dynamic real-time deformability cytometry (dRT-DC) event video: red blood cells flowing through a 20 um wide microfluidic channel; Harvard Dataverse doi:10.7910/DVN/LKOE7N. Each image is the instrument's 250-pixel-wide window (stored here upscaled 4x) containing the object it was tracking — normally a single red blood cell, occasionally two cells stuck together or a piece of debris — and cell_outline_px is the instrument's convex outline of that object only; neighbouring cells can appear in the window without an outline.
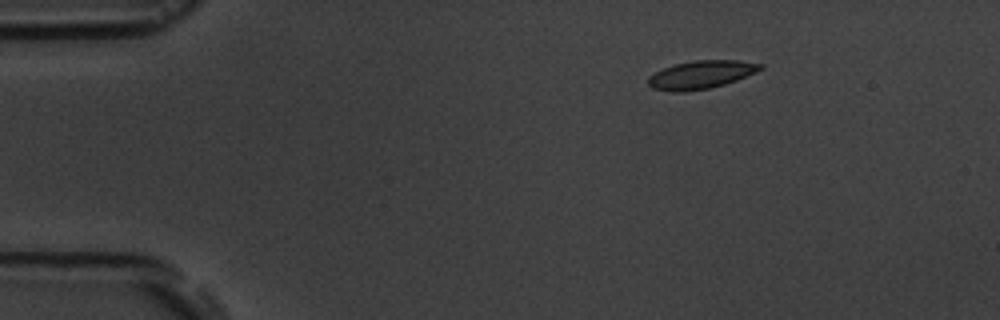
{"species": "common noctule bat (a hibernating species)", "species_latin": "Nyctalus noctula", "temperature_condition": "room temperature", "stored_images_in_passage": 4, "camera_frame_rate_fps": 3000, "um_per_image_px": 0.085, "animal": {"sex": "male", "body_mass_g": 19.5, "forearm_length_mm": 54.6}, "frame": {"image": 1, "passage_image": 1, "time_ms": 0.0, "image_size_px": [1000, 320], "cell_outline_px": [[764, 68], [756, 72], [736, 80], [724, 84], [708, 88], [684, 92], [672, 92], [652, 88], [648, 84], [648, 76], [664, 68], [676, 64], [692, 60], [736, 60], [764, 64]], "centroid_in_image_um": [59.59, 6.34], "position_along_channel_um": 25.4, "area_um2": 18.32}}
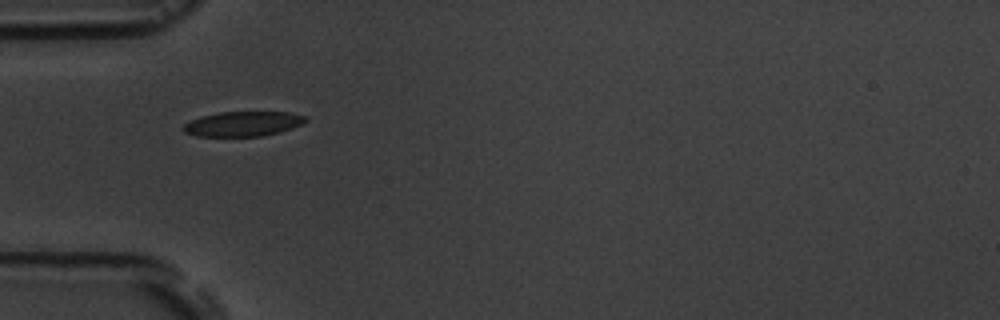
{"frame": {"image": 2, "passage_image": 3, "time_ms": 3.0, "image_size_px": [1000, 320], "cell_outline_px": [[308, 120], [304, 124], [280, 132], [260, 136], [196, 136], [184, 132], [180, 128], [184, 124], [200, 116], [220, 112], [288, 112], [308, 116]], "centroid_in_image_um": [20.67, 10.52], "position_along_channel_um": 64.3, "area_um2": 17.86}}
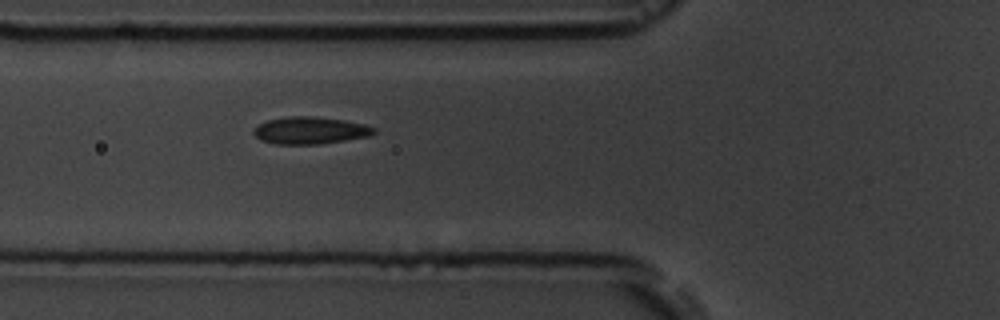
{"frame": {"image": 3, "passage_image": 4, "time_ms": 4.0, "image_size_px": [1000, 320], "cell_outline_px": [[376, 132], [368, 136], [320, 144], [276, 144], [264, 140], [256, 136], [252, 132], [260, 124], [268, 120], [288, 116], [312, 116], [344, 120], [364, 124], [376, 128]], "centroid_in_image_um": [26.39, 11.08], "position_along_channel_um": 99.4, "area_um2": 18.79}}